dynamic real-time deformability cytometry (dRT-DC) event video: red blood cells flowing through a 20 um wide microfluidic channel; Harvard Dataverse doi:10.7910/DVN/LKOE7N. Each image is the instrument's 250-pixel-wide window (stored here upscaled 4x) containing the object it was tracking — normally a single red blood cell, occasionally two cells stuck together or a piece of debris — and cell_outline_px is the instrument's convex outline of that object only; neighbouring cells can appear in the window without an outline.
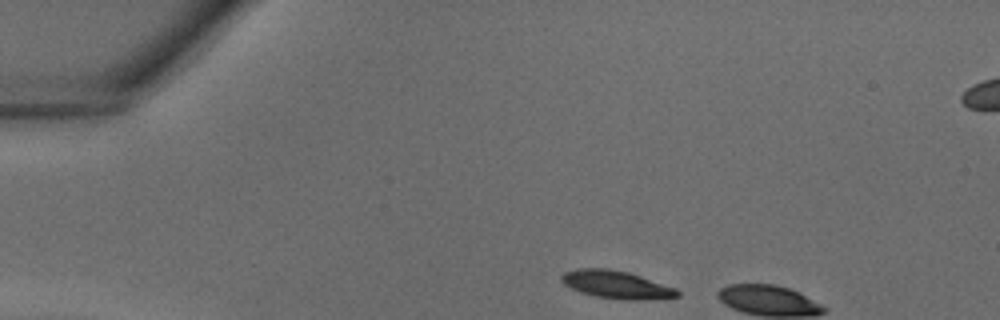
{"species": "common noctule bat (a hibernating species)", "species_latin": "Nyctalus noctula", "temperature_condition": "warm", "stored_images_in_passage": 3, "camera_frame_rate_fps": 3000, "um_per_image_px": 0.085, "animal": {"sex": "male", "body_mass_g": 18.8}, "frame": {"image": 1, "passage_image": 1, "time_ms": 0.0, "image_size_px": [1000, 320], "cell_outline_px": [[680, 296], [636, 300], [628, 300], [596, 296], [580, 292], [564, 284], [560, 280], [560, 276], [564, 272], [576, 268], [608, 268], [628, 272], [676, 288], [680, 292]], "centroid_in_image_um": [52.36, 24.18], "position_along_channel_um": 32.6, "area_um2": 18.61}}